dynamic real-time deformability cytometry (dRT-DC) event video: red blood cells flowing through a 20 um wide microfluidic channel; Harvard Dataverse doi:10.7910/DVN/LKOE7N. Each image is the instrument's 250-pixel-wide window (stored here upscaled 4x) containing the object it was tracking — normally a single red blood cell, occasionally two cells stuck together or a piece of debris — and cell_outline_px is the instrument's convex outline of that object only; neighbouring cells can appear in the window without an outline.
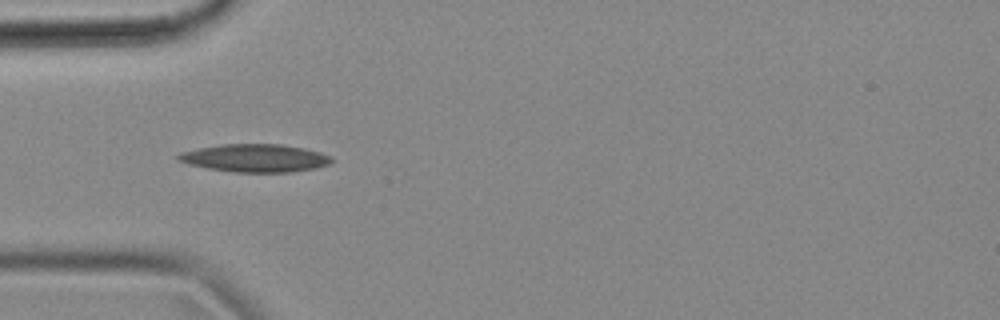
{"species": "common noctule bat (a hibernating species)", "species_latin": "Nyctalus noctula", "temperature_condition": "cold", "stored_images_in_passage": 12, "camera_frame_rate_fps": 3000, "um_per_image_px": 0.085, "animal": {"sex": "female", "body_mass_g": 18.4}, "frame": {"image": 1, "passage_image": 1, "time_ms": 0.0, "image_size_px": [1000, 320], "cell_outline_px": [[332, 160], [328, 164], [316, 168], [292, 172], [232, 172], [208, 168], [188, 164], [180, 160], [176, 156], [180, 152], [220, 144], [280, 144], [304, 148], [320, 152], [332, 156]], "centroid_in_image_um": [21.7, 13.43], "position_along_channel_um": 63.3, "area_um2": 24.85}}
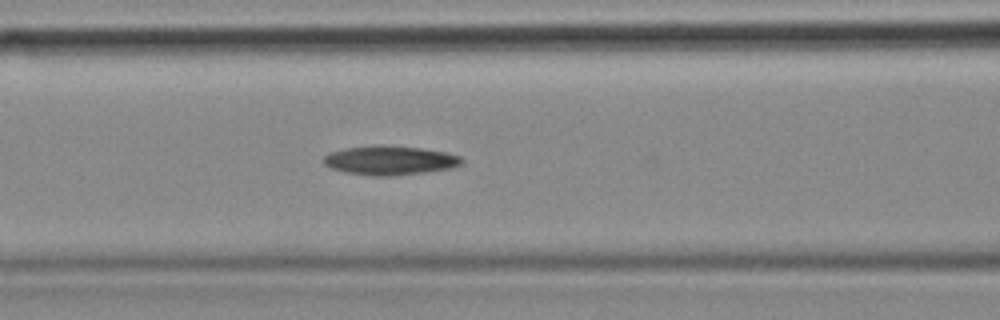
{"frame": {"image": 2, "passage_image": 7, "time_ms": 2.0, "image_size_px": [1000, 320], "cell_outline_px": [[464, 160], [460, 164], [452, 168], [424, 172], [392, 176], [372, 176], [348, 172], [332, 168], [324, 164], [324, 156], [332, 152], [344, 148], [384, 144], [420, 148], [448, 152], [460, 156]], "centroid_in_image_um": [33.17, 13.62], "position_along_channel_um": 133.4, "area_um2": 23.41}}
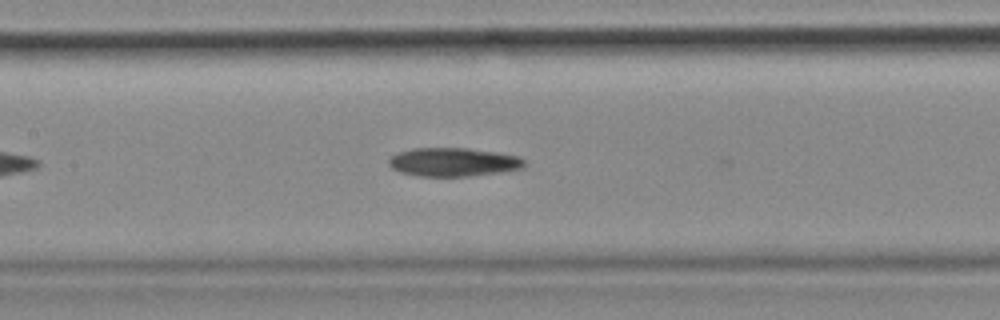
{"frame": {"image": 3, "passage_image": 10, "time_ms": 3.0, "image_size_px": [1000, 320], "cell_outline_px": [[524, 168], [500, 172], [468, 176], [420, 176], [400, 172], [392, 168], [388, 164], [388, 160], [396, 152], [412, 148], [468, 148], [496, 152], [520, 156], [524, 160]], "centroid_in_image_um": [38.52, 13.77], "position_along_channel_um": 168.9, "area_um2": 22.66}}